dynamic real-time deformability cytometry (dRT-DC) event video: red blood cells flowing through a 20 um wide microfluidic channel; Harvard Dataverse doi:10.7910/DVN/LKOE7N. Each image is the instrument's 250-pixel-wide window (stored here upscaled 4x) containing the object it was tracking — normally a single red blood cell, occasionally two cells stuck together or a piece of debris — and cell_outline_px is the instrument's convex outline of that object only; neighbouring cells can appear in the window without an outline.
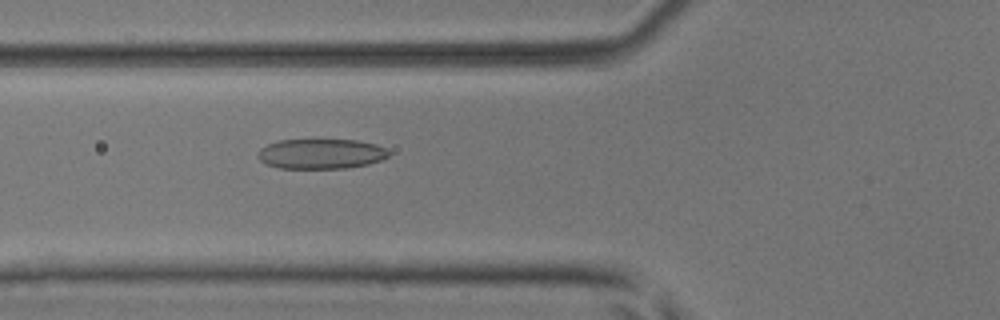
{"species": "common noctule bat (a hibernating species)", "species_latin": "Nyctalus noctula", "temperature_condition": "room temperature", "stored_images_in_passage": 6, "camera_frame_rate_fps": 3000, "um_per_image_px": 0.085, "animal": {"sex": "male", "body_mass_g": 17.9, "forearm_length_mm": 54.2}, "frame": {"image": 1, "passage_image": 6, "time_ms": 1.667, "image_size_px": [1000, 320], "cell_outline_px": [[388, 156], [380, 160], [368, 164], [348, 168], [280, 168], [268, 164], [260, 160], [256, 152], [260, 148], [268, 144], [280, 140], [356, 140], [376, 144], [388, 148]], "centroid_in_image_um": [27.29, 13.07], "position_along_channel_um": 98.5, "area_um2": 22.83}}